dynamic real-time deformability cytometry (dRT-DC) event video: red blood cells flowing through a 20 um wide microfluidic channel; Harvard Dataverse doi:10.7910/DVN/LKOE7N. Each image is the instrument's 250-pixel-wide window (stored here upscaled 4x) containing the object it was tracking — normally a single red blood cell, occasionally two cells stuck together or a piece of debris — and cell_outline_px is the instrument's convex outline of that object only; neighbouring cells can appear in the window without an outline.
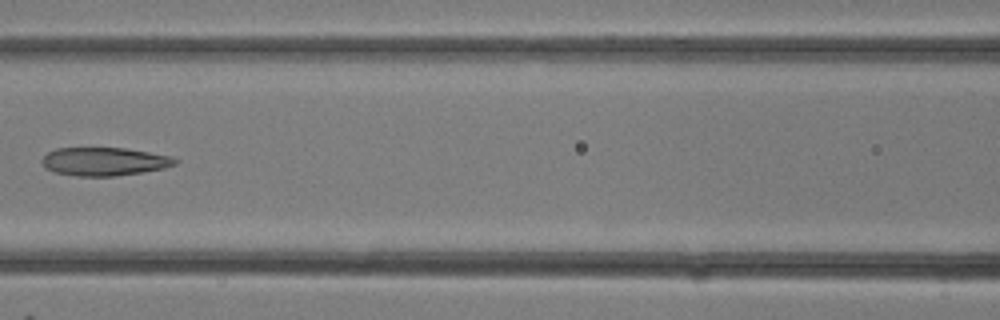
{"species": "common noctule bat (a hibernating species)", "species_latin": "Nyctalus noctula", "temperature_condition": "room temperature", "stored_images_in_passage": 12, "camera_frame_rate_fps": 3000, "um_per_image_px": 0.085, "animal": {"sex": "female"}, "frame": {"image": 1, "passage_image": 9, "time_ms": 2.667, "image_size_px": [1000, 320], "cell_outline_px": [[180, 160], [176, 164], [164, 168], [116, 176], [76, 176], [56, 172], [44, 168], [40, 160], [48, 152], [56, 148], [124, 148], [172, 156]], "centroid_in_image_um": [8.85, 13.73], "position_along_channel_um": 157.7, "area_um2": 21.96}}
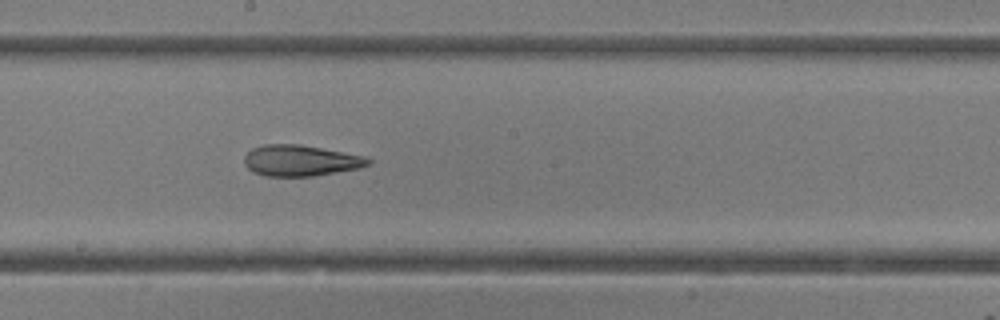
{"frame": {"image": 2, "passage_image": 12, "time_ms": 3.667, "image_size_px": [1000, 320], "cell_outline_px": [[372, 164], [360, 168], [312, 176], [264, 176], [252, 172], [244, 164], [244, 156], [252, 148], [264, 144], [300, 144], [368, 156], [372, 160]], "centroid_in_image_um": [25.58, 13.64], "position_along_channel_um": 222.6, "area_um2": 22.72}}